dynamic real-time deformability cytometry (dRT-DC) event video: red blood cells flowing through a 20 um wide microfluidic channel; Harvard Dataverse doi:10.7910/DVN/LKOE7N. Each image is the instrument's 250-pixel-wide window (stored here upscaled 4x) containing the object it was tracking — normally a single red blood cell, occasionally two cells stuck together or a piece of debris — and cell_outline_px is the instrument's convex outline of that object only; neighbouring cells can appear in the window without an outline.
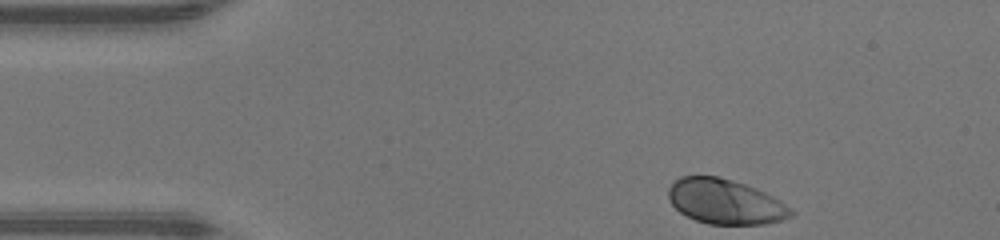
{"species": "human", "species_latin": "Homo sapiens", "temperature_condition": "warm", "stored_images_in_passage": 33, "camera_frame_rate_fps": 3000, "um_per_image_px": 0.085, "donor": {"sex": "male"}, "frame": {"image": 1, "passage_image": 1, "time_ms": 0.0, "image_size_px": [1000, 240], "cell_outline_px": [[796, 212], [792, 216], [784, 220], [764, 224], [708, 224], [696, 220], [680, 212], [672, 204], [668, 196], [668, 188], [680, 176], [716, 176], [732, 180], [756, 188], [780, 200]], "centroid_in_image_um": [61.67, 17.15], "position_along_channel_um": 23.3, "area_um2": 32.02}}
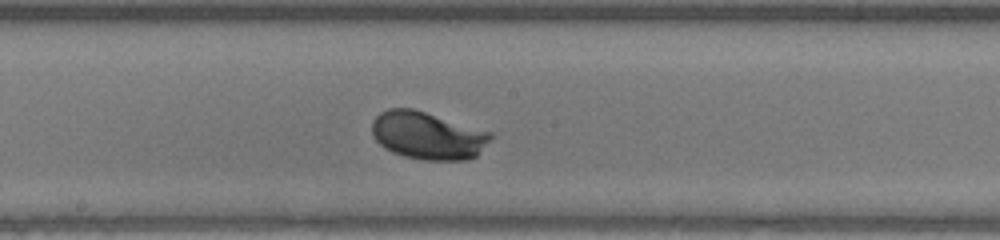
{"frame": {"image": 2, "passage_image": 19, "time_ms": 6.0, "image_size_px": [1000, 240], "cell_outline_px": [[492, 136], [476, 156], [468, 160], [424, 160], [404, 156], [392, 152], [384, 148], [372, 136], [372, 120], [380, 112], [388, 108], [412, 108], [492, 132]], "centroid_in_image_um": [36.32, 11.52], "position_along_channel_um": 211.9, "area_um2": 32.89}}
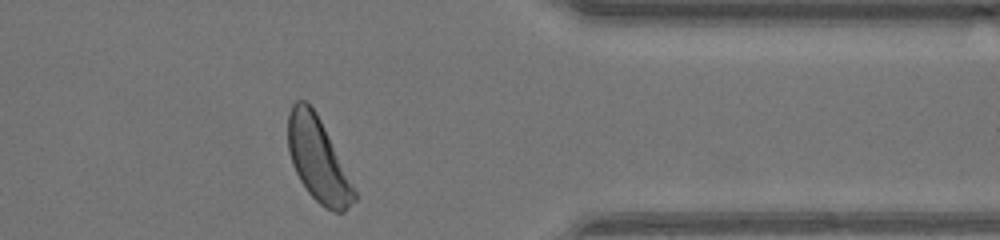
{"frame": {"image": 3, "passage_image": 32, "time_ms": 10.333, "image_size_px": [1000, 240], "cell_outline_px": [[356, 200], [344, 212], [332, 212], [324, 208], [308, 192], [300, 180], [292, 164], [288, 152], [288, 112], [292, 104], [296, 100], [304, 100], [316, 112], [356, 192]], "centroid_in_image_um": [27.0, 13.59], "position_along_channel_um": 384.4, "area_um2": 31.79}, "authors_computed_cell_mechanics": {"area_um2": 31.6166, "velocity_mm_per_s": 4.371, "shape_relaxation_time_tau1_ms": 1.617, "shape_relaxation_time_tau2_ms": null, "deformation_change_tau1": 0.1278, "deformation_change_tau2": null}}